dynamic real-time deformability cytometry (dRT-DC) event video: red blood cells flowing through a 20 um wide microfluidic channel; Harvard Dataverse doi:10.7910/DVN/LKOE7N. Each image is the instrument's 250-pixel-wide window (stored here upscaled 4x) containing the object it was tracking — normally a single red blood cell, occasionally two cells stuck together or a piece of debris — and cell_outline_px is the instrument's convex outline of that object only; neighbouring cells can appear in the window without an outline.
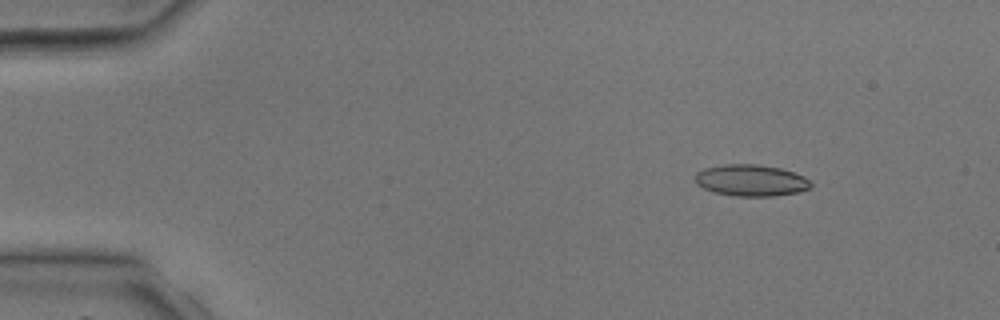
{"species": "common noctule bat (a hibernating species)", "species_latin": "Nyctalus noctula", "temperature_condition": "room temperature", "stored_images_in_passage": 35, "camera_frame_rate_fps": 3000, "um_per_image_px": 0.085, "animal": {"sex": "male", "body_mass_g": 17.9, "forearm_length_mm": 54.2}, "frame": {"image": 1, "passage_image": 1, "time_ms": 0.0, "image_size_px": [1000, 320], "cell_outline_px": [[812, 188], [800, 192], [776, 196], [732, 196], [716, 192], [704, 188], [696, 184], [696, 172], [704, 168], [724, 164], [756, 164], [780, 168], [804, 176], [812, 184]], "centroid_in_image_um": [63.85, 15.34], "position_along_channel_um": 21.1, "area_um2": 21.33}}
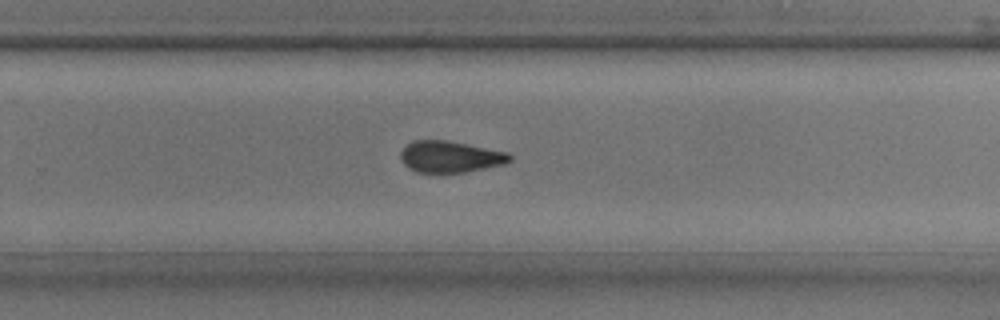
{"frame": {"image": 2, "passage_image": 22, "time_ms": 7.0, "image_size_px": [1000, 320], "cell_outline_px": [[512, 160], [504, 164], [464, 172], [416, 172], [408, 168], [400, 160], [400, 152], [412, 140], [448, 140], [508, 152], [512, 156]], "centroid_in_image_um": [38.26, 13.31], "position_along_channel_um": 291.5, "area_um2": 20.06}}
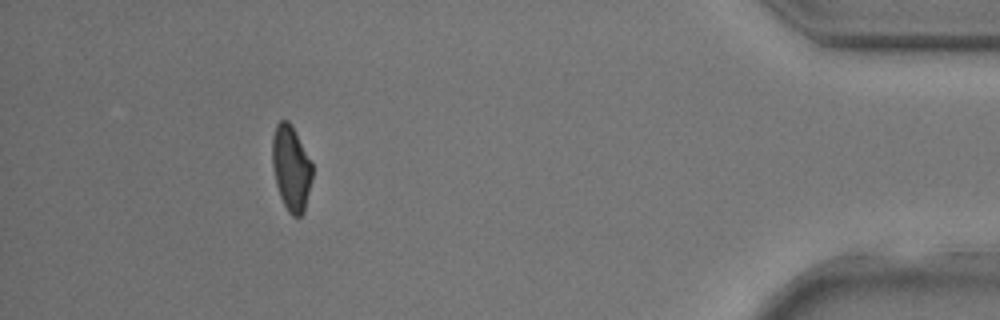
{"frame": {"image": 3, "passage_image": 32, "time_ms": 10.333, "image_size_px": [1000, 320], "cell_outline_px": [[312, 176], [304, 212], [300, 216], [292, 216], [288, 212], [280, 196], [276, 184], [272, 168], [272, 136], [276, 124], [280, 120], [288, 120], [292, 124], [312, 164]], "centroid_in_image_um": [24.72, 14.27], "position_along_channel_um": 410.5, "area_um2": 19.88}}